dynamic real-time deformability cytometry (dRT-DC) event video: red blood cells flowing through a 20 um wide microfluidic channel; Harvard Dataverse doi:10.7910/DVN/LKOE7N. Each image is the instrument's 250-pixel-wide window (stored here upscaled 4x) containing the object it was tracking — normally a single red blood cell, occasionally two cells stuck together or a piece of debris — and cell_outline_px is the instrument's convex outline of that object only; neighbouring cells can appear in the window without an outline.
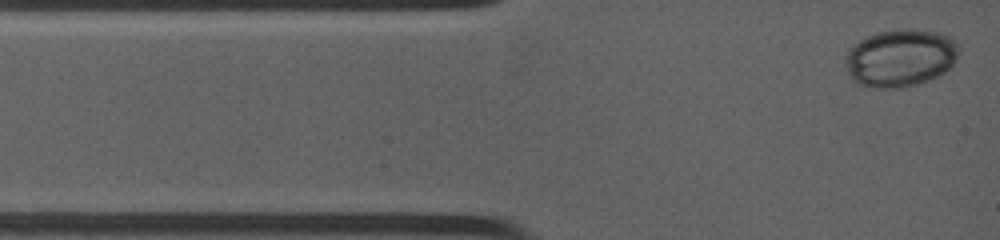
{"species": "common noctule bat (a hibernating species)", "species_latin": "Nyctalus noctula", "temperature_condition": "warm", "stored_images_in_passage": 51, "camera_frame_rate_fps": 4500, "um_per_image_px": 0.085, "animal": {"sex": "female", "body_mass_g": 19.0, "forearm_length_mm": 53.3}, "frame": {"image": 1, "passage_image": 1, "time_ms": 0.0, "image_size_px": [1000, 240], "cell_outline_px": [[956, 48], [952, 64], [948, 68], [936, 76], [916, 84], [896, 88], [876, 88], [860, 84], [848, 72], [848, 52], [860, 40], [880, 32], [932, 32], [948, 36], [956, 44]], "centroid_in_image_um": [76.51, 4.97], "position_along_channel_um": 8.5, "area_um2": 35.72}}
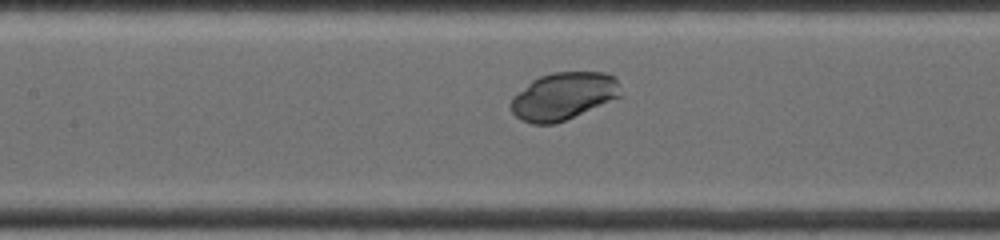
{"frame": {"image": 2, "passage_image": 19, "time_ms": 4.889, "image_size_px": [1000, 240], "cell_outline_px": [[620, 96], [556, 124], [532, 124], [520, 120], [512, 112], [512, 96], [532, 80], [540, 76], [552, 72], [604, 72], [616, 76], [620, 84]], "centroid_in_image_um": [47.88, 8.16], "position_along_channel_um": 159.5, "area_um2": 30.23}}
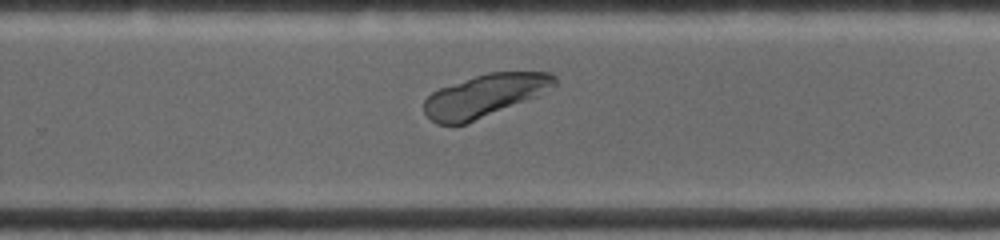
{"frame": {"image": 3, "passage_image": 34, "time_ms": 8.222, "image_size_px": [1000, 240], "cell_outline_px": [[556, 84], [536, 96], [464, 124], [436, 124], [424, 112], [424, 100], [432, 92], [440, 88], [488, 72], [548, 72], [556, 76]], "centroid_in_image_um": [41.18, 8.12], "position_along_channel_um": 288.6, "area_um2": 31.56}}